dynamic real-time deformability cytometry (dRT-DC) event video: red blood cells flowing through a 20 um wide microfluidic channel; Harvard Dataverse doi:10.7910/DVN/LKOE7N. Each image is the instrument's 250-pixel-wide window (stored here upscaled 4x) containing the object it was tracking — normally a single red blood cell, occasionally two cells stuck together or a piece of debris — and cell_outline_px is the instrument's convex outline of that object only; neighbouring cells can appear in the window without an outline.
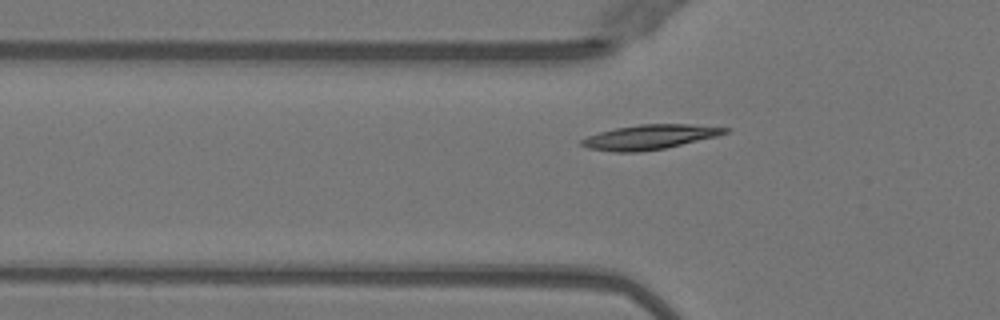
{"species": "Egyptian fruit bat (a non-hibernating species)", "species_latin": "Rousettus aegyptiacus", "temperature_condition": "warm", "stored_images_in_passage": 36, "camera_frame_rate_fps": 3000, "um_per_image_px": 0.085, "animal": {"sex": "female"}, "frame": {"image": 1, "passage_image": 2, "time_ms": 0.333, "image_size_px": [1000, 320], "cell_outline_px": [[732, 128], [728, 132], [716, 136], [664, 148], [640, 152], [616, 152], [588, 148], [580, 144], [580, 140], [588, 136], [600, 132], [616, 128], [640, 124], [688, 124]], "centroid_in_image_um": [55.22, 11.64], "position_along_channel_um": 70.6, "area_um2": 20.35}}
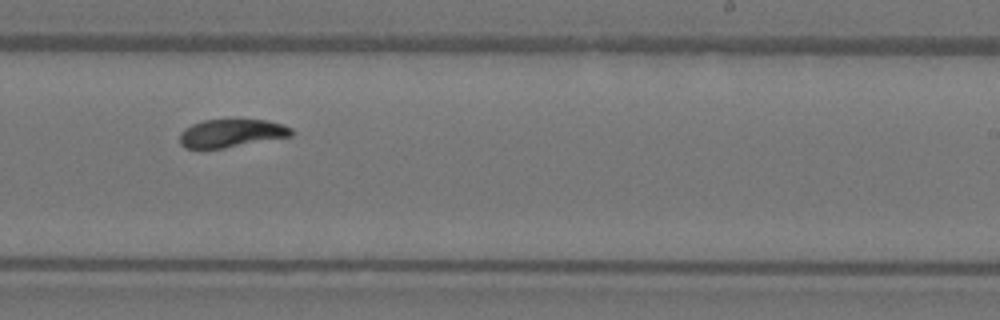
{"frame": {"image": 2, "passage_image": 17, "time_ms": 5.333, "image_size_px": [1000, 320], "cell_outline_px": [[292, 136], [224, 148], [184, 148], [180, 144], [180, 132], [184, 128], [192, 124], [204, 120], [268, 120], [284, 124], [292, 128]], "centroid_in_image_um": [19.67, 11.32], "position_along_channel_um": 269.3, "area_um2": 18.26}}
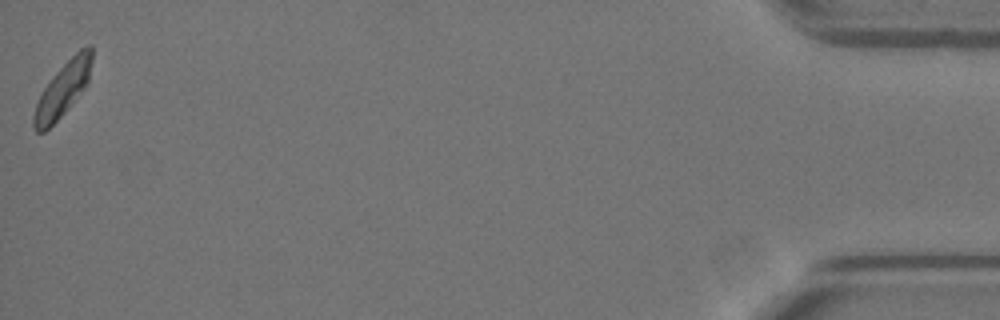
{"frame": {"image": 3, "passage_image": 36, "time_ms": 11.667, "image_size_px": [1000, 320], "cell_outline_px": [[92, 60], [88, 84], [68, 108], [44, 132], [36, 132], [32, 128], [32, 116], [40, 92], [52, 76], [80, 48], [88, 44], [92, 44]], "centroid_in_image_um": [5.33, 7.58], "position_along_channel_um": 429.9, "area_um2": 18.38}, "authors_computed_cell_mechanics": {"area_um2": 18.8428, "velocity_mm_per_s": 3.9911, "shape_relaxation_time_tau1_ms": 2.4903, "shape_relaxation_time_tau2_ms": 1.7027, "deformation_change_tau1": 0.1284, "deformation_change_tau2": 0.0422}}